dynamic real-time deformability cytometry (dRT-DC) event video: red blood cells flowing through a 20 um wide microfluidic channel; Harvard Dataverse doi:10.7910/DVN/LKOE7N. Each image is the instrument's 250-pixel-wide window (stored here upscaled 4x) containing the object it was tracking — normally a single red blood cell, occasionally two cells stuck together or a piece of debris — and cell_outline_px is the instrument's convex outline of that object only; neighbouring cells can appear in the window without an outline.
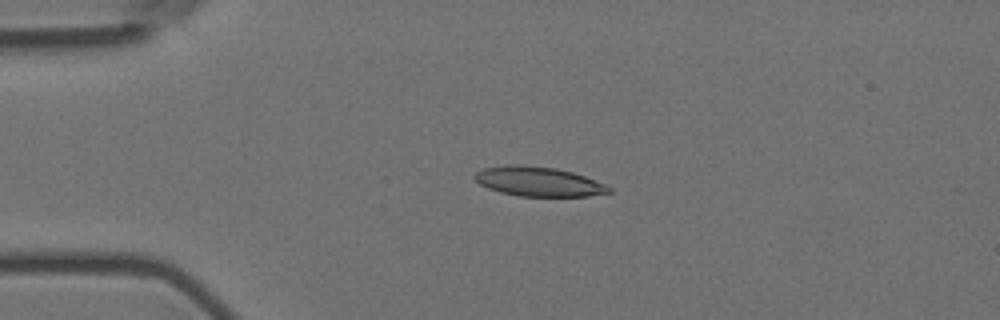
{"species": "Egyptian fruit bat (a non-hibernating species)", "species_latin": "Rousettus aegyptiacus", "temperature_condition": "room temperature", "stored_images_in_passage": 5, "camera_frame_rate_fps": 3000, "um_per_image_px": 0.085, "animal": {"sex": "female"}, "frame": {"image": 1, "passage_image": 4, "time_ms": 1.0, "image_size_px": [1000, 320], "cell_outline_px": [[612, 192], [588, 196], [520, 196], [500, 192], [488, 188], [480, 184], [472, 176], [476, 172], [484, 168], [512, 164], [516, 164], [556, 168], [572, 172], [584, 176], [604, 184], [612, 188]], "centroid_in_image_um": [45.76, 15.43], "position_along_channel_um": 39.2, "area_um2": 22.95}}